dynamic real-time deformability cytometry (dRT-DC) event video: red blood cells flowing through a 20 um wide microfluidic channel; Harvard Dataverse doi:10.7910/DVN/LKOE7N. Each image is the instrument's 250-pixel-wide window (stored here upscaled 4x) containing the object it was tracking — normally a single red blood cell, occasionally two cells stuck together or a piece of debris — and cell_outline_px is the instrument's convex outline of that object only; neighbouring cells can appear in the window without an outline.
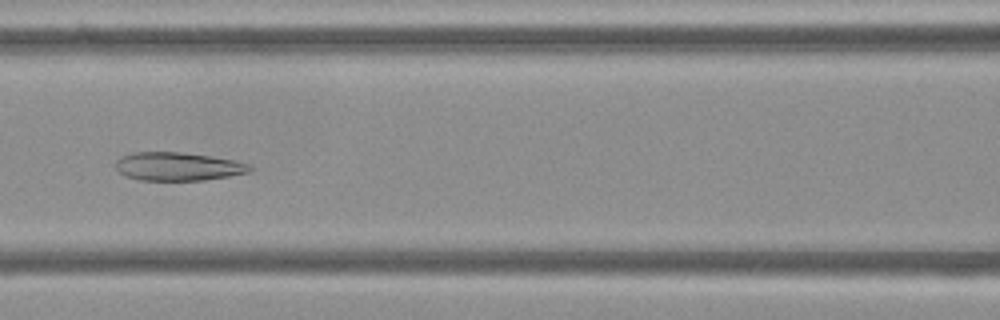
{"species": "Egyptian fruit bat (a non-hibernating species)", "species_latin": "Rousettus aegyptiacus", "temperature_condition": "cold", "stored_images_in_passage": 55, "camera_frame_rate_fps": 3000, "um_per_image_px": 0.085, "frame": {"image": 1, "passage_image": 24, "time_ms": 7.667, "image_size_px": [1000, 320], "cell_outline_px": [[256, 168], [248, 172], [228, 176], [204, 180], [140, 180], [124, 176], [116, 168], [116, 160], [120, 156], [132, 152], [180, 152], [208, 156], [232, 160], [248, 164]], "centroid_in_image_um": [15.09, 14.15], "position_along_channel_um": 151.5, "area_um2": 22.08}}
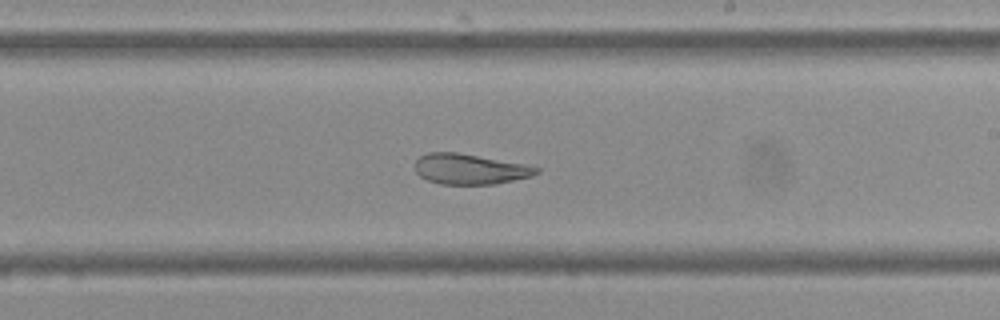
{"frame": {"image": 2, "passage_image": 32, "time_ms": 10.333, "image_size_px": [1000, 320], "cell_outline_px": [[540, 172], [532, 176], [496, 184], [440, 184], [428, 180], [420, 176], [416, 172], [416, 160], [420, 156], [428, 152], [456, 152], [528, 164], [540, 168]], "centroid_in_image_um": [39.98, 14.37], "position_along_channel_um": 249.0, "area_um2": 21.62}}
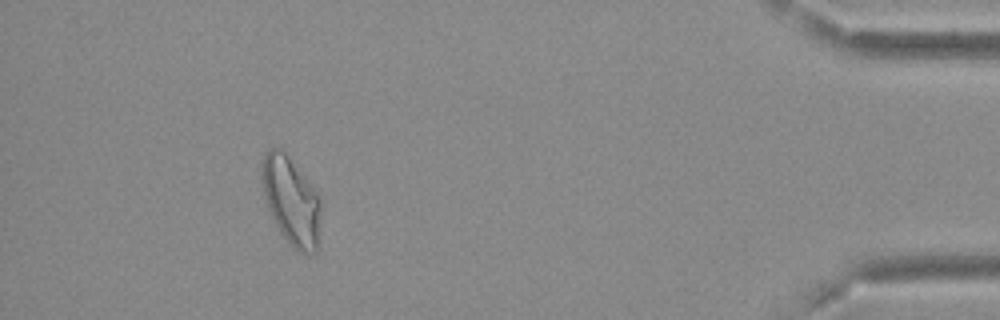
{"frame": {"image": 3, "passage_image": 50, "time_ms": 16.333, "image_size_px": [1000, 320], "cell_outline_px": [[320, 208], [316, 252], [300, 252], [292, 248], [276, 224], [268, 208], [264, 196], [264, 152], [268, 148], [280, 148], [288, 156], [320, 192]], "centroid_in_image_um": [24.79, 17.05], "position_along_channel_um": 410.4, "area_um2": 29.65}, "authors_computed_cell_mechanics": {"area_um2": 28.2064, "velocity_mm_per_s": 3.6729, "shape_relaxation_time_tau1_ms": null, "shape_relaxation_time_tau2_ms": 2.2314, "deformation_change_tau1": null, "deformation_change_tau2": 0.0819}}